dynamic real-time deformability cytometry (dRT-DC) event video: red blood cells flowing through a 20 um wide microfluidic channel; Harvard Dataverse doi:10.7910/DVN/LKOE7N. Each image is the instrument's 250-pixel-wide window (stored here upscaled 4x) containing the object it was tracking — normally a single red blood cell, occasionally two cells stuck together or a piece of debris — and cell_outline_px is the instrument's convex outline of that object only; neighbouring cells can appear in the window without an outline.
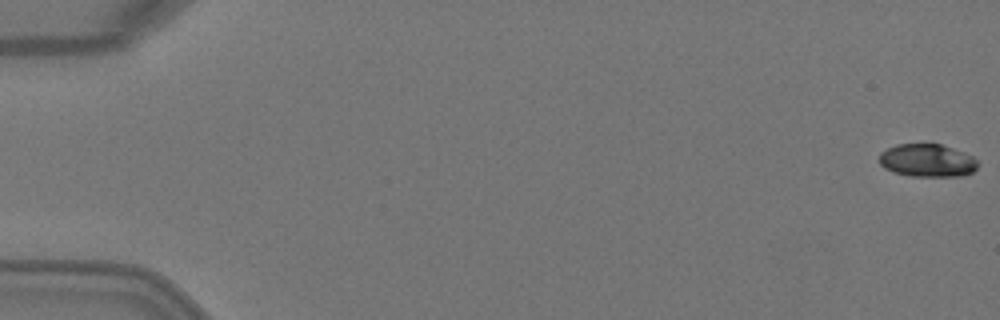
{"species": "Egyptian fruit bat (a non-hibernating species)", "species_latin": "Rousettus aegyptiacus", "temperature_condition": "warm", "stored_images_in_passage": 5, "camera_frame_rate_fps": 3000, "um_per_image_px": 0.085, "animal": {"sex": "female"}, "frame": {"image": 1, "passage_image": 1, "time_ms": 0.0, "image_size_px": [1000, 320], "cell_outline_px": [[980, 164], [972, 172], [964, 176], [912, 176], [892, 172], [884, 168], [880, 164], [880, 152], [896, 144], [940, 144], [964, 152], [972, 156]], "centroid_in_image_um": [78.82, 13.64], "position_along_channel_um": 6.2, "area_um2": 18.96}}
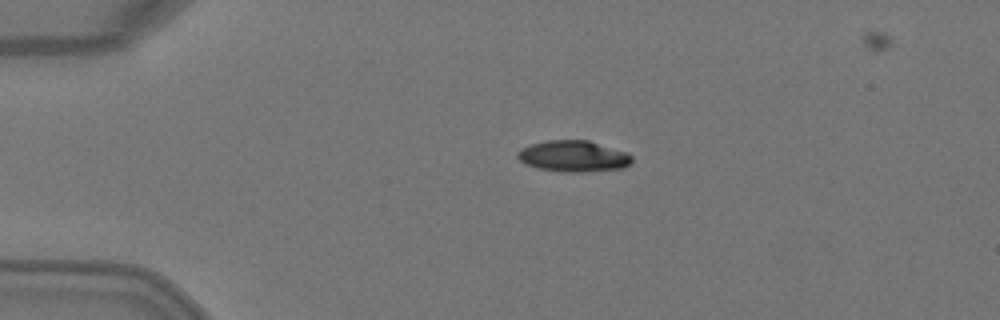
{"frame": {"image": 2, "passage_image": 4, "time_ms": 1.0, "image_size_px": [1000, 320], "cell_outline_px": [[632, 164], [624, 168], [584, 172], [560, 172], [536, 168], [524, 164], [516, 156], [516, 152], [520, 148], [532, 144], [548, 140], [588, 140], [628, 152], [632, 156]], "centroid_in_image_um": [48.74, 13.28], "position_along_channel_um": 36.3, "area_um2": 21.15}}